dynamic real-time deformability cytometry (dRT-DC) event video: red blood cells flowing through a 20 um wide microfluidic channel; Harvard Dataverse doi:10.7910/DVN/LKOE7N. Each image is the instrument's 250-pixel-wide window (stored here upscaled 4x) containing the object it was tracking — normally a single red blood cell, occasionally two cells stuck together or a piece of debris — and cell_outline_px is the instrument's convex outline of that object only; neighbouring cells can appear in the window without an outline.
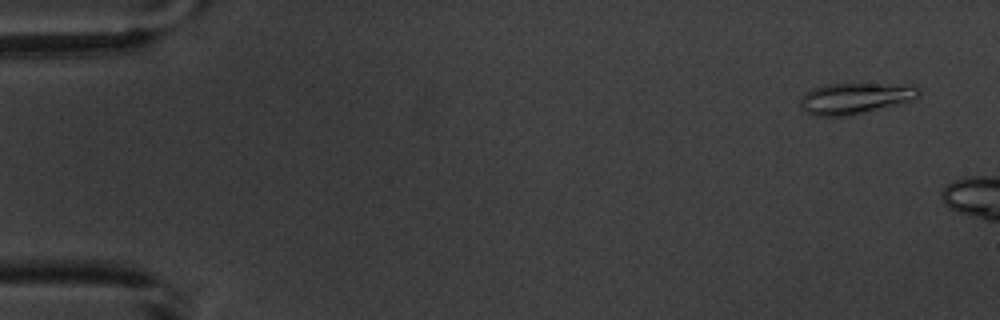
{"species": "common noctule bat (a hibernating species)", "species_latin": "Nyctalus noctula", "temperature_condition": "warm", "stored_images_in_passage": 3, "camera_frame_rate_fps": 3000, "um_per_image_px": 0.085, "animal": {"sex": "male", "body_mass_g": 20.1, "forearm_length_mm": 53.5}, "frame": {"image": 1, "passage_image": 1, "time_ms": 0.0, "image_size_px": [1000, 320], "cell_outline_px": [[920, 96], [912, 100], [848, 116], [812, 116], [800, 104], [800, 100], [804, 92], [812, 88], [828, 84], [876, 84], [916, 88], [920, 92]], "centroid_in_image_um": [72.57, 8.37], "position_along_channel_um": 12.4, "area_um2": 20.81}}